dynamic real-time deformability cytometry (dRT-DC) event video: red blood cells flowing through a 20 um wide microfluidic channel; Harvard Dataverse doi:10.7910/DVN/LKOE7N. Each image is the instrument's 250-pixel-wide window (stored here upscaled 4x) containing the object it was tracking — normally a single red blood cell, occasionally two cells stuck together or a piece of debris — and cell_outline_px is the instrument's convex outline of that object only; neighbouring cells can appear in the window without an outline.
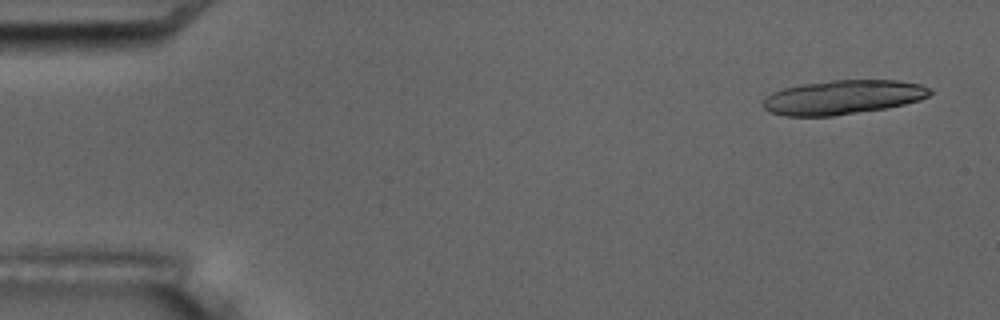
{"species": "common noctule bat (a hibernating species)", "species_latin": "Nyctalus noctula", "temperature_condition": "room temperature", "stored_images_in_passage": 5, "camera_frame_rate_fps": 3000, "um_per_image_px": 0.085, "animal": {"sex": "male", "body_mass_g": 17.5, "forearm_length_mm": 52.3}, "frame": {"image": 1, "passage_image": 1, "time_ms": 0.0, "image_size_px": [1000, 320], "cell_outline_px": [[932, 92], [928, 96], [920, 100], [888, 108], [832, 116], [784, 116], [768, 112], [764, 108], [764, 100], [772, 92], [784, 88], [800, 84], [832, 80], [896, 80], [920, 84], [932, 88]], "centroid_in_image_um": [71.66, 8.26], "position_along_channel_um": 13.3, "area_um2": 33.41}}